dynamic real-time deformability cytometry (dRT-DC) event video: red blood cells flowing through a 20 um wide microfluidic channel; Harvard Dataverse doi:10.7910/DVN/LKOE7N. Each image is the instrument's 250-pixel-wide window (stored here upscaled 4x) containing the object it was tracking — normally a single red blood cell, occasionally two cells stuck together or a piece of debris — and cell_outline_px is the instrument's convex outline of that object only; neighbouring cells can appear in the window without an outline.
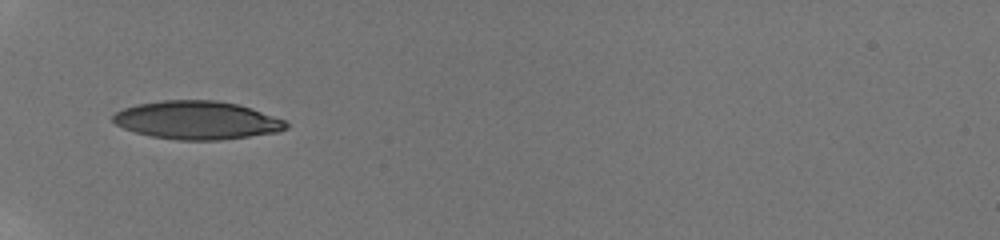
{"species": "human", "species_latin": "Homo sapiens", "temperature_condition": "room temperature", "stored_images_in_passage": 2, "camera_frame_rate_fps": 3000, "um_per_image_px": 0.085, "donor": {"sex": "male"}, "frame": {"image": 1, "passage_image": 1, "time_ms": 0.0, "image_size_px": [1000, 240], "cell_outline_px": [[288, 128], [280, 132], [220, 140], [176, 140], [152, 136], [136, 132], [124, 128], [116, 124], [112, 120], [112, 116], [116, 112], [124, 108], [136, 104], [160, 100], [216, 100], [236, 104], [252, 108], [284, 120], [288, 124]], "centroid_in_image_um": [16.75, 10.21], "position_along_channel_um": 68.2, "area_um2": 38.61}}